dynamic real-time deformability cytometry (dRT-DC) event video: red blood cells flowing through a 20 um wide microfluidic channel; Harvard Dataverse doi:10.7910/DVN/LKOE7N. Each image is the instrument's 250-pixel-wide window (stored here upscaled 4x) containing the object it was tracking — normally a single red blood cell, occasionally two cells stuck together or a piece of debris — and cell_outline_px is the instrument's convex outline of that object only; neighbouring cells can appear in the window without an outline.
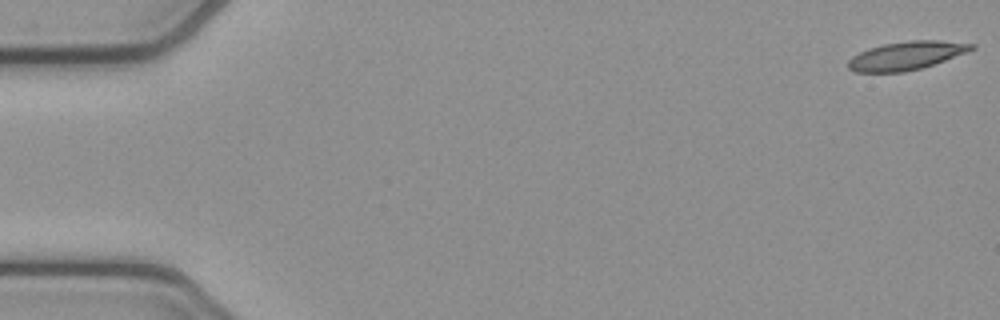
{"species": "common noctule bat (a hibernating species)", "species_latin": "Nyctalus noctula", "temperature_condition": "cold", "stored_images_in_passage": 12, "camera_frame_rate_fps": 3000, "um_per_image_px": 0.085, "animal": {"sex": "female", "body_mass_g": 21.9}, "frame": {"image": 1, "passage_image": 1, "time_ms": 0.0, "image_size_px": [1000, 320], "cell_outline_px": [[976, 48], [944, 60], [920, 68], [904, 72], [856, 72], [848, 68], [848, 60], [852, 56], [868, 48], [884, 44], [908, 40], [936, 40], [976, 44]], "centroid_in_image_um": [77.0, 4.72], "position_along_channel_um": 8.0, "area_um2": 20.17}}